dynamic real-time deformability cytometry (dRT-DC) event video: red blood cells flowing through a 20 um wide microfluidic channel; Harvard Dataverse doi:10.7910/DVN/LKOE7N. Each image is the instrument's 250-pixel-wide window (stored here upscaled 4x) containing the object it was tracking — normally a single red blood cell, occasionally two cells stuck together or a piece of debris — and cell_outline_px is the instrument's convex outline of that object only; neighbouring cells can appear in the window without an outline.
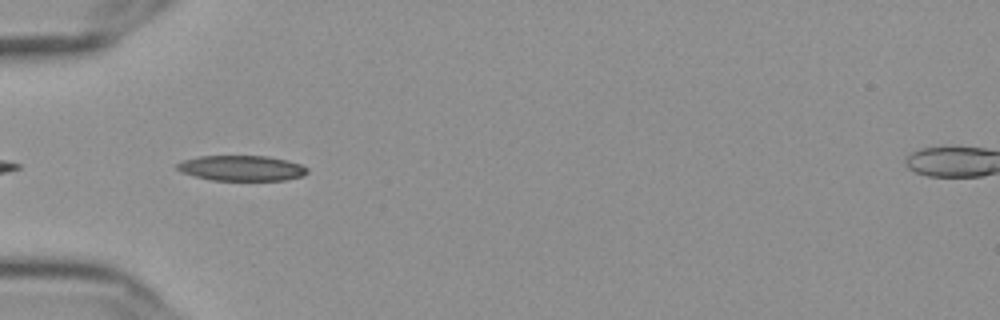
{"species": "Egyptian fruit bat (a non-hibernating species)", "species_latin": "Rousettus aegyptiacus", "temperature_condition": "cold", "stored_images_in_passage": 5, "camera_frame_rate_fps": 3000, "um_per_image_px": 0.085, "frame": {"image": 1, "passage_image": 2, "time_ms": 0.333, "image_size_px": [1000, 320], "cell_outline_px": [[308, 172], [304, 176], [284, 180], [212, 180], [196, 176], [184, 172], [176, 168], [176, 164], [184, 160], [200, 156], [268, 156], [288, 160], [300, 164], [308, 168]], "centroid_in_image_um": [20.59, 14.29], "position_along_channel_um": 64.4, "area_um2": 19.13}}